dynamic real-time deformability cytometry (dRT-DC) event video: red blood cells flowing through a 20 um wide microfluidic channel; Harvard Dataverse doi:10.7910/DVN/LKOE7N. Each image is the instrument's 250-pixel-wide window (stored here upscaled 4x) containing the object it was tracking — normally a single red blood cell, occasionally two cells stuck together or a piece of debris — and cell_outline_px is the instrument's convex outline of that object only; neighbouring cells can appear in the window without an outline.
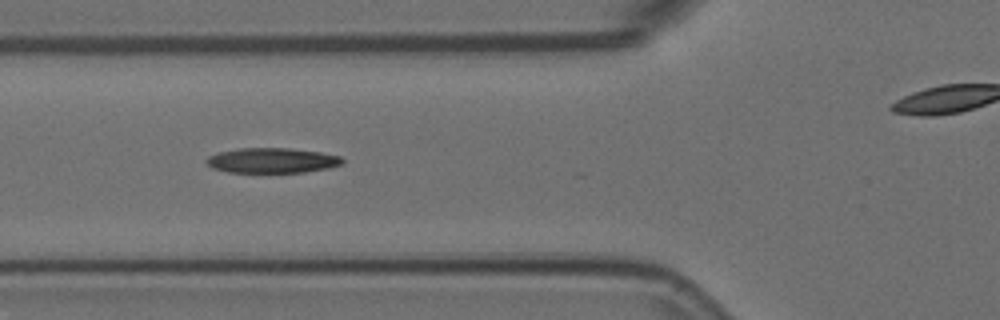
{"species": "Egyptian fruit bat (a non-hibernating species)", "species_latin": "Rousettus aegyptiacus", "temperature_condition": "room temperature", "stored_images_in_passage": 10, "camera_frame_rate_fps": 3000, "um_per_image_px": 0.085, "animal": {"sex": "female"}, "frame": {"image": 1, "passage_image": 6, "time_ms": 1.667, "image_size_px": [1000, 320], "cell_outline_px": [[344, 164], [328, 168], [304, 172], [228, 172], [212, 168], [204, 160], [208, 156], [220, 152], [240, 148], [288, 148], [320, 152], [340, 156], [344, 160]], "centroid_in_image_um": [23.13, 13.64], "position_along_channel_um": 102.7, "area_um2": 19.83}}
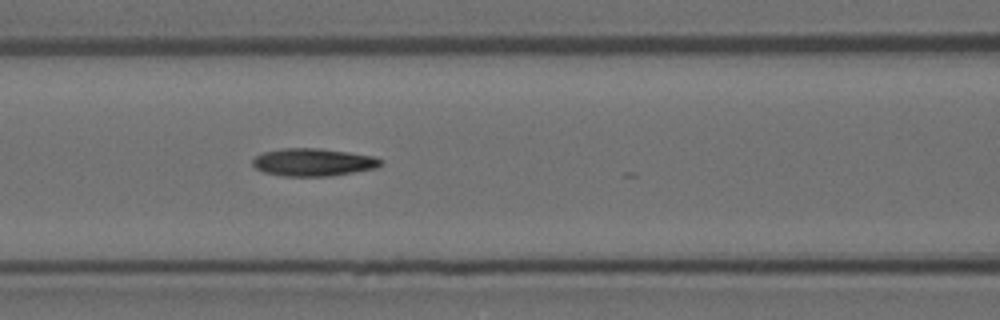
{"frame": {"image": 2, "passage_image": 7, "time_ms": 2.0, "image_size_px": [1000, 320], "cell_outline_px": [[384, 160], [376, 168], [328, 176], [284, 176], [264, 172], [256, 168], [252, 164], [252, 160], [256, 156], [264, 152], [280, 148], [320, 148], [376, 156]], "centroid_in_image_um": [26.62, 13.78], "position_along_channel_um": 140.0, "area_um2": 20.63}}
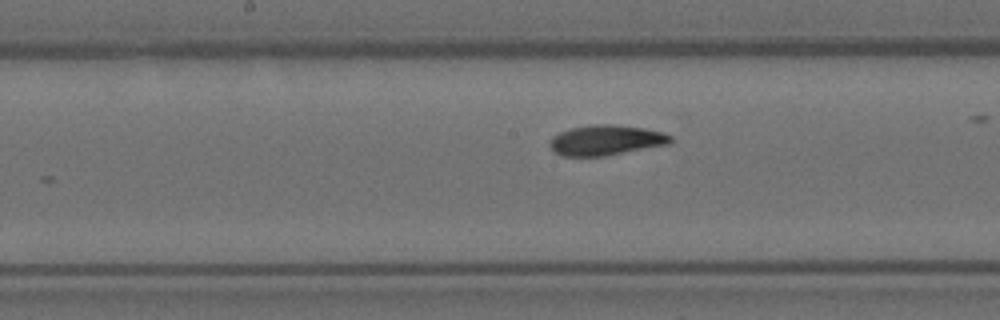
{"frame": {"image": 3, "passage_image": 10, "time_ms": 3.0, "image_size_px": [1000, 320], "cell_outline_px": [[672, 144], [604, 156], [564, 156], [556, 152], [548, 144], [552, 136], [560, 132], [572, 128], [596, 124], [612, 124], [644, 128], [664, 132], [672, 136]], "centroid_in_image_um": [51.56, 11.91], "position_along_channel_um": 196.6, "area_um2": 21.33}}